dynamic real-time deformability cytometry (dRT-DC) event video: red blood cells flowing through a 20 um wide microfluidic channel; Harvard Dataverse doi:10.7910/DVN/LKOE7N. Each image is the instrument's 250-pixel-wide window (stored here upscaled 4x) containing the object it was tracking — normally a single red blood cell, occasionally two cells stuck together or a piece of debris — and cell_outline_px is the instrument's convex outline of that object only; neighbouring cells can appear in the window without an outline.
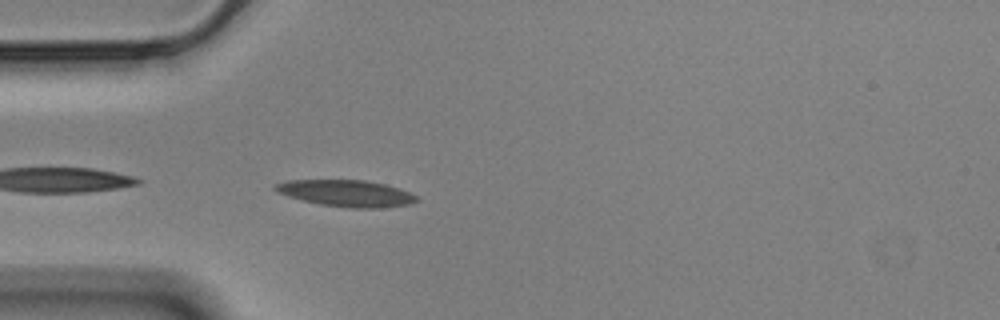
{"species": "Egyptian fruit bat (a non-hibernating species)", "species_latin": "Rousettus aegyptiacus", "temperature_condition": "cold", "stored_images_in_passage": 42, "camera_frame_rate_fps": 3000, "um_per_image_px": 0.085, "animal": {"sex": "male"}, "frame": {"image": 1, "passage_image": 2, "time_ms": 0.333, "image_size_px": [1000, 320], "cell_outline_px": [[416, 200], [408, 204], [380, 208], [348, 208], [320, 204], [288, 196], [276, 192], [272, 188], [276, 184], [284, 180], [364, 180], [384, 184], [400, 188], [416, 196]], "centroid_in_image_um": [29.39, 16.42], "position_along_channel_um": 55.6, "area_um2": 21.73}}
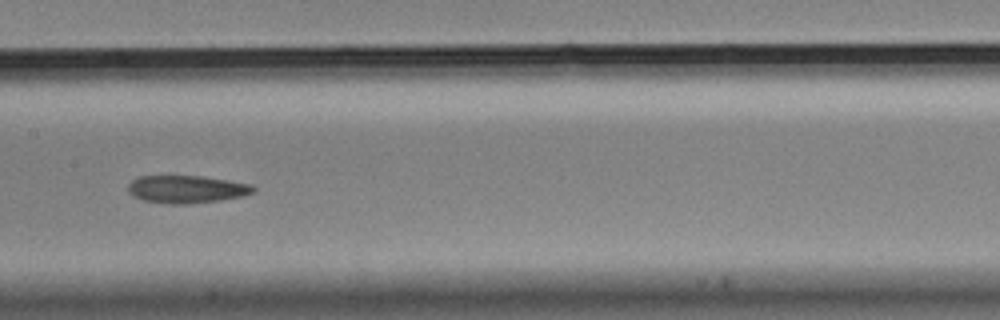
{"frame": {"image": 2, "passage_image": 14, "time_ms": 4.333, "image_size_px": [1000, 320], "cell_outline_px": [[256, 192], [240, 196], [220, 200], [188, 204], [168, 204], [144, 200], [128, 192], [128, 184], [132, 180], [140, 176], [200, 176], [228, 180], [252, 184], [256, 188]], "centroid_in_image_um": [15.88, 16.08], "position_along_channel_um": 191.5, "area_um2": 20.11}}
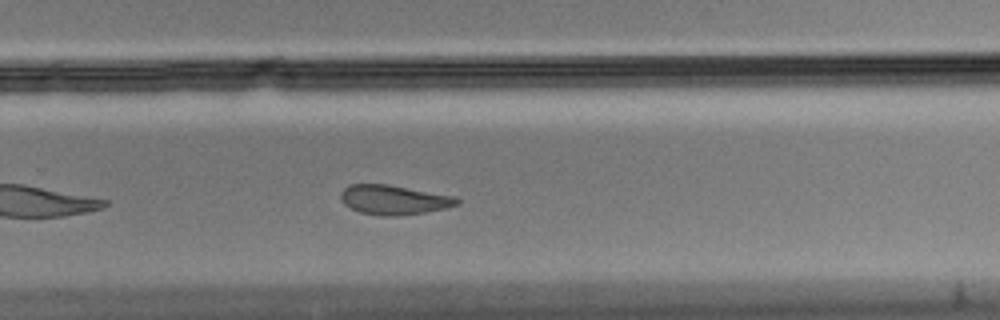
{"frame": {"image": 3, "passage_image": 23, "time_ms": 7.333, "image_size_px": [1000, 320], "cell_outline_px": [[460, 204], [444, 208], [424, 212], [396, 216], [380, 216], [360, 212], [344, 204], [340, 196], [340, 192], [348, 184], [388, 184], [456, 196], [460, 200]], "centroid_in_image_um": [33.48, 16.97], "position_along_channel_um": 296.3, "area_um2": 20.06}, "authors_computed_cell_mechanics": {"area_um2": 21.5594, "velocity_mm_per_s": 3.5056, "shape_relaxation_time_tau1_ms": null, "shape_relaxation_time_tau2_ms": 4.6918, "deformation_change_tau1": null, "deformation_change_tau2": 0.1259}}